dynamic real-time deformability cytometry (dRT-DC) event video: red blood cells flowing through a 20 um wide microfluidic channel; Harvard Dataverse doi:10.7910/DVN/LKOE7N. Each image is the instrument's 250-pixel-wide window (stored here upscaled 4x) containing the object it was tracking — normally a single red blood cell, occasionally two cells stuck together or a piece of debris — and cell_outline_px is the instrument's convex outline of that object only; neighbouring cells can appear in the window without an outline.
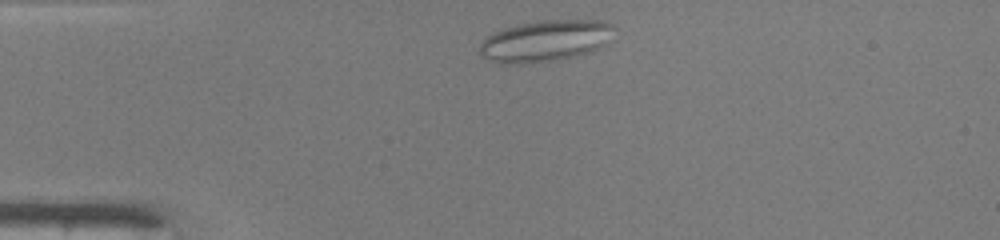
{"species": "common noctule bat (a hibernating species)", "species_latin": "Nyctalus noctula", "temperature_condition": "warm", "stored_images_in_passage": 39, "camera_frame_rate_fps": 3000, "um_per_image_px": 0.085, "animal": {"sex": "male", "body_mass_g": 19.0, "forearm_length_mm": 50.8}, "frame": {"image": 1, "passage_image": 2, "time_ms": 0.333, "image_size_px": [1000, 240], "cell_outline_px": [[616, 28], [604, 44], [588, 52], [556, 60], [520, 64], [500, 64], [480, 56], [480, 44], [492, 32], [516, 24], [536, 20], [604, 20], [616, 24]], "centroid_in_image_um": [46.33, 3.45], "position_along_channel_um": 38.7, "area_um2": 32.6}}
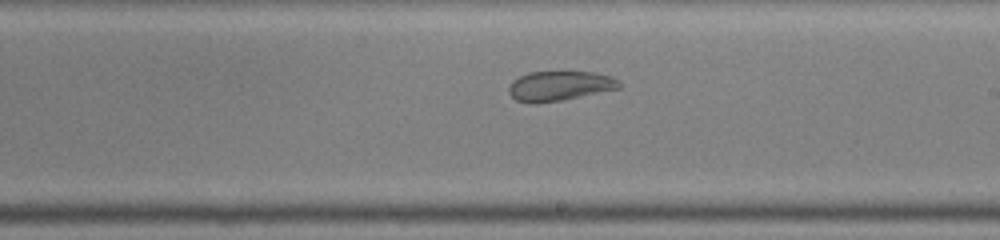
{"frame": {"image": 2, "passage_image": 19, "time_ms": 6.0, "image_size_px": [1000, 240], "cell_outline_px": [[620, 88], [560, 100], [536, 104], [532, 104], [516, 100], [508, 92], [508, 88], [512, 80], [528, 72], [596, 72], [612, 76], [620, 80]], "centroid_in_image_um": [47.55, 7.3], "position_along_channel_um": 241.5, "area_um2": 19.13}}
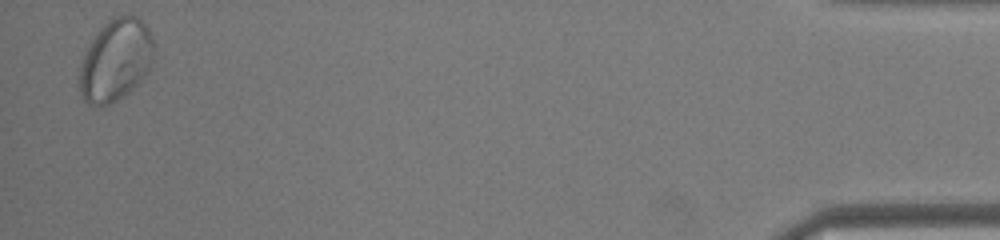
{"frame": {"image": 3, "passage_image": 38, "time_ms": 12.333, "image_size_px": [1000, 240], "cell_outline_px": [[152, 60], [144, 76], [128, 92], [116, 100], [108, 104], [88, 104], [80, 96], [80, 64], [84, 52], [88, 44], [100, 28], [112, 16], [136, 16], [148, 28], [152, 36]], "centroid_in_image_um": [9.79, 5.09], "position_along_channel_um": 425.4, "area_um2": 34.97}, "authors_computed_cell_mechanics": {"area_um2": 25.7788, "velocity_mm_per_s": 4.1895, "shape_relaxation_time_tau1_ms": null, "shape_relaxation_time_tau2_ms": 1.1295, "deformation_change_tau1": null, "deformation_change_tau2": 0.0664}}